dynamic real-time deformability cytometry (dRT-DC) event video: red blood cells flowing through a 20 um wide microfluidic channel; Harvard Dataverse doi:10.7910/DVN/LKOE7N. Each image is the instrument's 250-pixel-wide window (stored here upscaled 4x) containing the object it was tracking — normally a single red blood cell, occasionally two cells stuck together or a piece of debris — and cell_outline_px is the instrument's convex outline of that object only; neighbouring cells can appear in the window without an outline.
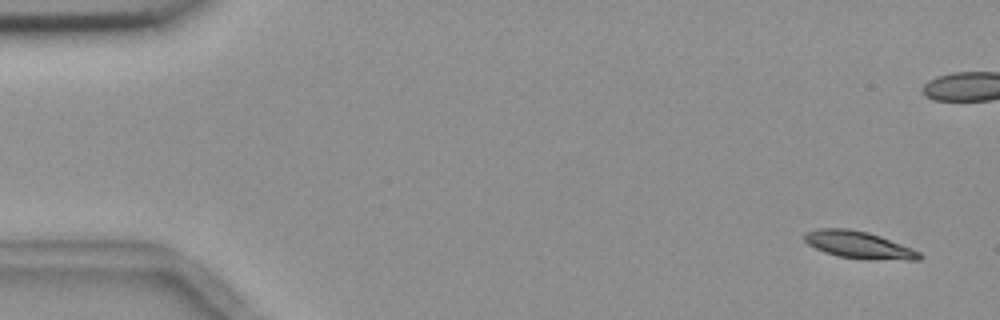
{"species": "common noctule bat (a hibernating species)", "species_latin": "Nyctalus noctula", "temperature_condition": "room temperature", "stored_images_in_passage": 5, "camera_frame_rate_fps": 3000, "um_per_image_px": 0.085, "animal": {"sex": "female", "body_mass_g": 18.4}, "frame": {"image": 1, "passage_image": 1, "time_ms": 0.0, "image_size_px": [1000, 320], "cell_outline_px": [[924, 256], [920, 260], [908, 260], [836, 256], [824, 252], [808, 244], [804, 240], [804, 232], [820, 228], [848, 228], [868, 232], [880, 236], [912, 248], [920, 252]], "centroid_in_image_um": [72.98, 20.79], "position_along_channel_um": 12.0, "area_um2": 17.92}}
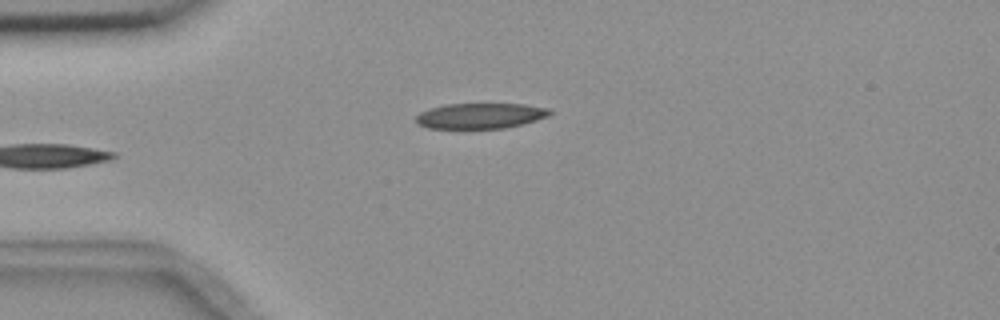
{"frame": {"image": 2, "passage_image": 5, "time_ms": 5.333, "image_size_px": [1000, 320], "cell_outline_px": [[552, 112], [548, 116], [524, 124], [504, 128], [428, 128], [416, 124], [416, 116], [420, 112], [444, 104], [524, 104], [548, 108]], "centroid_in_image_um": [40.83, 9.84], "position_along_channel_um": 44.2, "area_um2": 19.83}}